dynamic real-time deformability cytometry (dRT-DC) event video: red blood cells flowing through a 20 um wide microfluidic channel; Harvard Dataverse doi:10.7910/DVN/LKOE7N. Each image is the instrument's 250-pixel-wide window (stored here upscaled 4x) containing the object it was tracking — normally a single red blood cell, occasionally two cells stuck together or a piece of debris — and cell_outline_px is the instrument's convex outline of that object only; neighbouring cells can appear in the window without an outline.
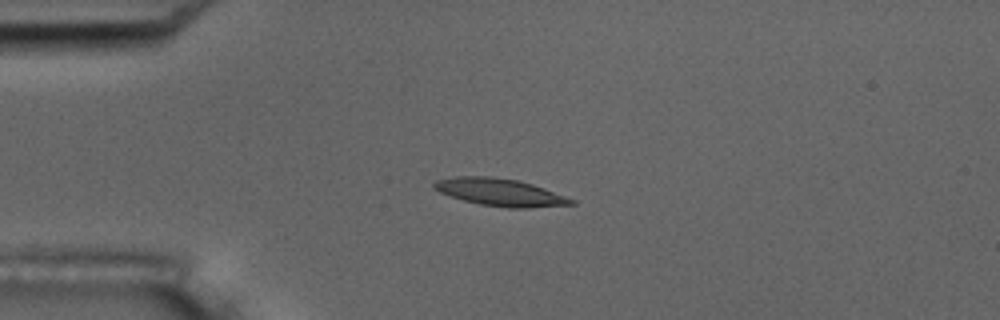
{"species": "common noctule bat (a hibernating species)", "species_latin": "Nyctalus noctula", "temperature_condition": "room temperature", "stored_images_in_passage": 5, "camera_frame_rate_fps": 3000, "um_per_image_px": 0.085, "animal": {"sex": "male", "body_mass_g": 17.5, "forearm_length_mm": 52.3}, "frame": {"image": 1, "passage_image": 4, "time_ms": 1.0, "image_size_px": [1000, 320], "cell_outline_px": [[576, 204], [528, 208], [508, 208], [480, 204], [464, 200], [440, 192], [432, 188], [432, 184], [436, 180], [452, 176], [488, 176], [516, 180], [532, 184], [544, 188], [576, 200]], "centroid_in_image_um": [42.5, 16.34], "position_along_channel_um": 42.5, "area_um2": 21.85}}